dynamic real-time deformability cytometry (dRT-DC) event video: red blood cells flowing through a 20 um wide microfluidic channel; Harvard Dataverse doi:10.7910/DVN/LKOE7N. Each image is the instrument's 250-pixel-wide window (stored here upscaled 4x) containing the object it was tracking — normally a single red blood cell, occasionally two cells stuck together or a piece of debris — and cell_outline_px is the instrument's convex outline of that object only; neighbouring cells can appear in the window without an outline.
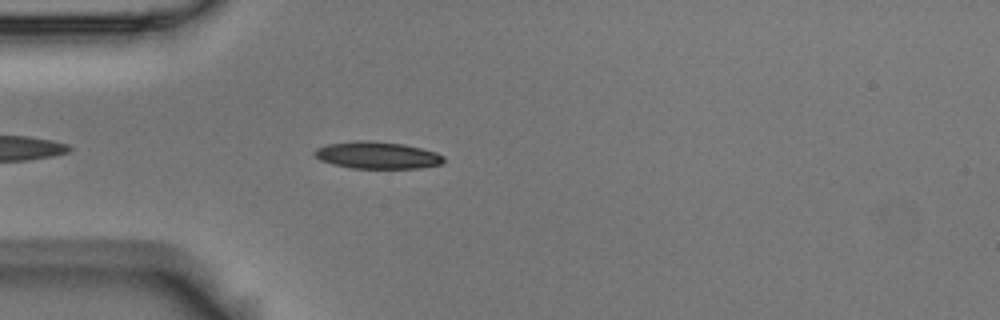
{"species": "Egyptian fruit bat (a non-hibernating species)", "species_latin": "Rousettus aegyptiacus", "temperature_condition": "room temperature", "stored_images_in_passage": 27, "camera_frame_rate_fps": 3000, "um_per_image_px": 0.085, "animal": {"sex": "male"}, "frame": {"image": 1, "passage_image": 5, "time_ms": 1.333, "image_size_px": [1000, 320], "cell_outline_px": [[444, 160], [440, 164], [416, 168], [352, 168], [332, 164], [320, 160], [312, 152], [316, 148], [328, 144], [356, 140], [372, 140], [404, 144], [436, 152], [444, 156]], "centroid_in_image_um": [32.03, 13.18], "position_along_channel_um": 53.0, "area_um2": 20.35}}